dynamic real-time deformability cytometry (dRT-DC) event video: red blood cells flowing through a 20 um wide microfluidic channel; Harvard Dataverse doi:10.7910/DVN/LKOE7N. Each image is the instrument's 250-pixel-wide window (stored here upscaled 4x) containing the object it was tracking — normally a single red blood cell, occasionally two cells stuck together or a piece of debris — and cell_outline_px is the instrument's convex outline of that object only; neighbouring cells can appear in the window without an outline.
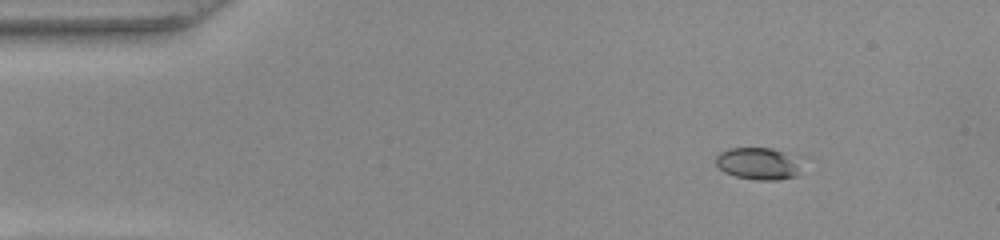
{"species": "common noctule bat (a hibernating species)", "species_latin": "Nyctalus noctula", "temperature_condition": "warm", "stored_images_in_passage": 50, "camera_frame_rate_fps": 3000, "um_per_image_px": 0.085, "animal": {"sex": "female", "body_mass_g": 22.0, "forearm_length_mm": 56.7}, "frame": {"image": 1, "passage_image": 6, "time_ms": 1.667, "image_size_px": [1000, 240], "cell_outline_px": [[796, 176], [780, 180], [756, 180], [736, 176], [724, 172], [716, 164], [716, 156], [720, 152], [728, 148], [772, 148], [784, 152], [796, 168]], "centroid_in_image_um": [64.29, 13.91], "position_along_channel_um": 20.7, "area_um2": 15.26}}
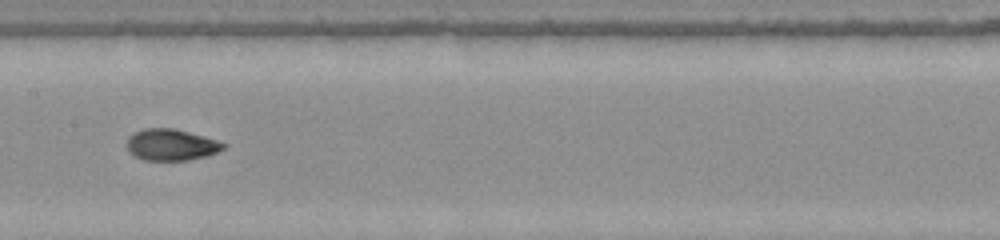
{"frame": {"image": 2, "passage_image": 25, "time_ms": 8.0, "image_size_px": [1000, 240], "cell_outline_px": [[228, 144], [224, 148], [208, 156], [188, 160], [144, 160], [128, 152], [128, 136], [132, 132], [144, 128], [172, 128], [188, 132], [216, 140]], "centroid_in_image_um": [14.53, 12.3], "position_along_channel_um": 192.9, "area_um2": 17.63}}
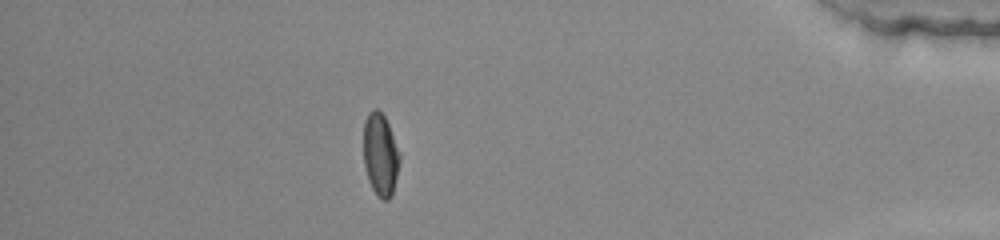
{"frame": {"image": 3, "passage_image": 44, "time_ms": 14.333, "image_size_px": [1000, 240], "cell_outline_px": [[400, 160], [392, 196], [388, 200], [384, 200], [372, 188], [368, 180], [364, 164], [364, 120], [368, 112], [372, 108], [376, 108], [384, 116], [388, 124], [400, 152]], "centroid_in_image_um": [32.33, 13.11], "position_along_channel_um": 402.9, "area_um2": 17.34}, "authors_computed_cell_mechanics": {"area_um2": 17.4267, "velocity_mm_per_s": 4.0566, "shape_relaxation_time_tau1_ms": 7.3898, "shape_relaxation_time_tau2_ms": 1.6297, "deformation_change_tau1": 0.2337, "deformation_change_tau2": 0.059}}